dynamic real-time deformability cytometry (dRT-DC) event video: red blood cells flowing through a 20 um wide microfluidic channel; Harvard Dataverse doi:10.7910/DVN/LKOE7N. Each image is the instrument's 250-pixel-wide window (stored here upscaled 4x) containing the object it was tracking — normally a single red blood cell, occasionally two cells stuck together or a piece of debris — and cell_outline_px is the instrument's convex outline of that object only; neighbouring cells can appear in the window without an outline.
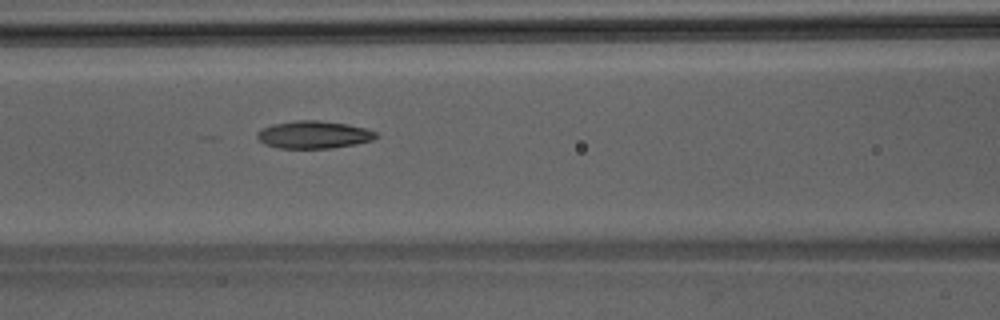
{"species": "Egyptian fruit bat (a non-hibernating species)", "species_latin": "Rousettus aegyptiacus", "temperature_condition": "room temperature", "stored_images_in_passage": 33, "camera_frame_rate_fps": 3000, "um_per_image_px": 0.085, "animal": {"sex": "male"}, "frame": {"image": 1, "passage_image": 7, "time_ms": 2.0, "image_size_px": [1000, 320], "cell_outline_px": [[380, 136], [372, 140], [356, 144], [332, 148], [276, 148], [264, 144], [256, 136], [256, 132], [272, 124], [296, 120], [320, 120], [348, 124], [364, 128], [376, 132]], "centroid_in_image_um": [26.67, 11.45], "position_along_channel_um": 139.9, "area_um2": 19.19}}
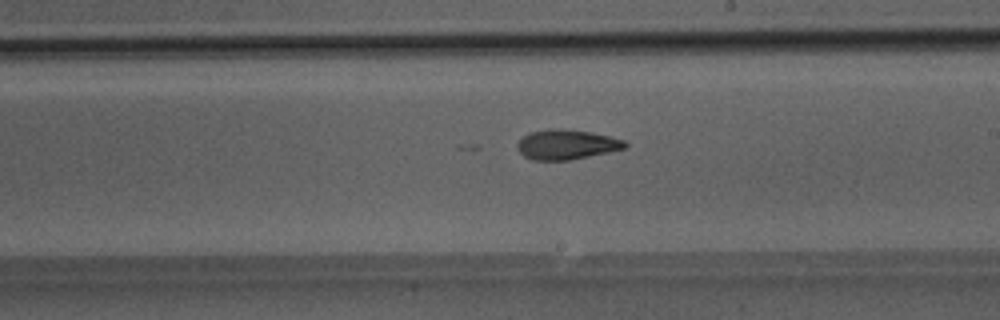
{"frame": {"image": 2, "passage_image": 14, "time_ms": 4.333, "image_size_px": [1000, 320], "cell_outline_px": [[628, 144], [624, 148], [608, 152], [568, 160], [532, 160], [524, 156], [516, 148], [516, 144], [528, 132], [548, 128], [560, 128], [588, 132], [608, 136], [624, 140]], "centroid_in_image_um": [48.1, 12.28], "position_along_channel_um": 240.9, "area_um2": 18.61}}
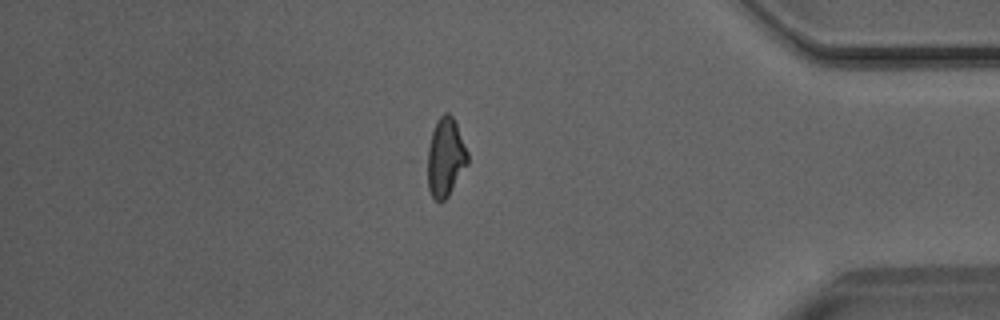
{"frame": {"image": 3, "passage_image": 27, "time_ms": 8.667, "image_size_px": [1000, 320], "cell_outline_px": [[468, 164], [448, 196], [440, 204], [432, 196], [428, 188], [428, 148], [432, 132], [436, 120], [444, 112], [448, 112], [452, 116], [456, 124], [468, 152]], "centroid_in_image_um": [37.87, 13.38], "position_along_channel_um": 397.3, "area_um2": 18.32}}